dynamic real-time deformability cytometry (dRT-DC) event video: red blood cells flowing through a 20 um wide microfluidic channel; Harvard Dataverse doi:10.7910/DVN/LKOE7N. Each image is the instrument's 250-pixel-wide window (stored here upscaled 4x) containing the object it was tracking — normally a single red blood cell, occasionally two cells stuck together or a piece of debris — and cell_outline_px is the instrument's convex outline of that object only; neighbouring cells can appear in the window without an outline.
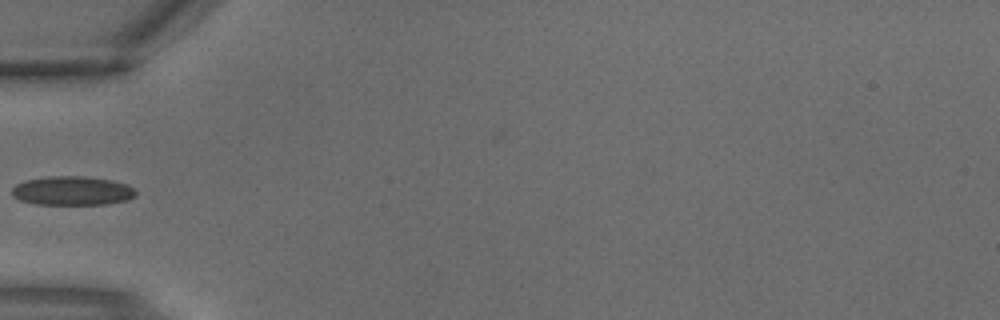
{"species": "common noctule bat (a hibernating species)", "species_latin": "Nyctalus noctula", "temperature_condition": "warm", "stored_images_in_passage": 1, "camera_frame_rate_fps": 3000, "um_per_image_px": 0.085, "animal": {"sex": "male", "body_mass_g": 18.8}, "frame": {"image": 1, "passage_image": 1, "time_ms": 0.0, "image_size_px": [1000, 320], "cell_outline_px": [[136, 196], [128, 200], [104, 204], [36, 204], [20, 200], [12, 196], [12, 188], [16, 184], [24, 180], [44, 176], [84, 176], [112, 180], [128, 184], [136, 188]], "centroid_in_image_um": [6.15, 16.2], "position_along_channel_um": 78.8, "area_um2": 21.21}}